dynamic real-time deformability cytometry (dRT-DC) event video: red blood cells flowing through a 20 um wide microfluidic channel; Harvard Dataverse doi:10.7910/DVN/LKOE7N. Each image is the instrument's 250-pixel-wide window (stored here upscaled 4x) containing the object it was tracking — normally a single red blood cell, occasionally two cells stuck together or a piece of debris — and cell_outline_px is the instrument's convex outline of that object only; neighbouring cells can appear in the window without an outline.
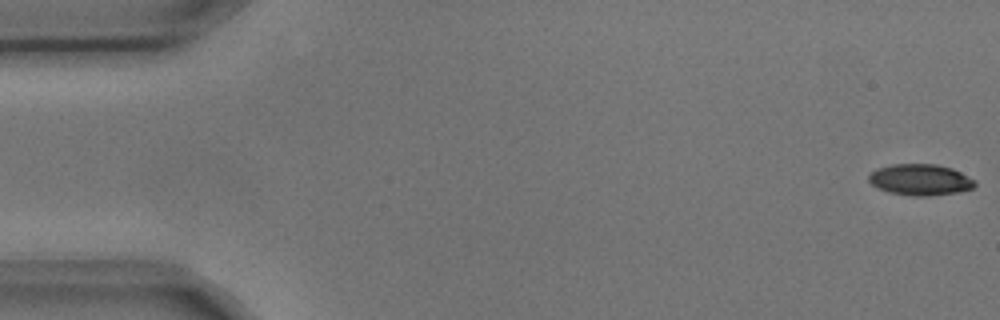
{"species": "common noctule bat (a hibernating species)", "species_latin": "Nyctalus noctula", "temperature_condition": "cold", "stored_images_in_passage": 4, "camera_frame_rate_fps": 3000, "um_per_image_px": 0.085, "animal": {"sex": "male", "body_mass_g": 17.9, "forearm_length_mm": 54.2}, "frame": {"image": 1, "passage_image": 1, "time_ms": 0.0, "image_size_px": [1000, 320], "cell_outline_px": [[976, 184], [972, 188], [956, 192], [928, 196], [916, 196], [888, 192], [876, 188], [868, 180], [868, 176], [876, 168], [892, 164], [936, 164], [952, 168], [976, 180]], "centroid_in_image_um": [78.2, 15.27], "position_along_channel_um": 6.8, "area_um2": 19.31}}
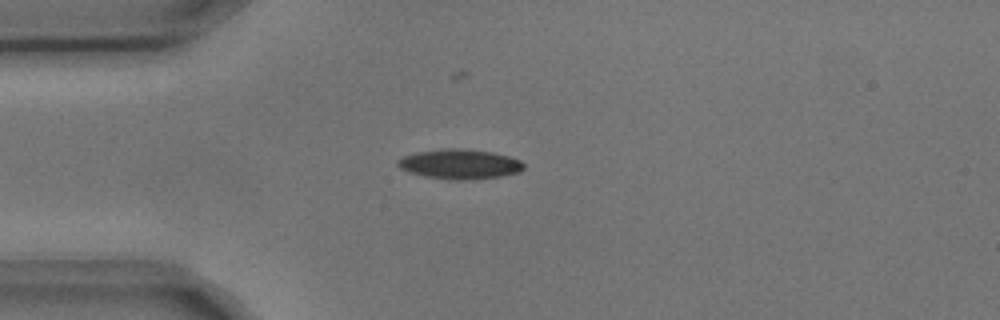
{"frame": {"image": 2, "passage_image": 4, "time_ms": 1.0, "image_size_px": [1000, 320], "cell_outline_px": [[524, 168], [520, 172], [500, 176], [464, 180], [448, 180], [424, 176], [408, 172], [400, 168], [396, 164], [396, 160], [404, 156], [416, 152], [440, 148], [464, 148], [492, 152], [508, 156], [520, 160], [524, 164]], "centroid_in_image_um": [39.04, 13.94], "position_along_channel_um": 46.0, "area_um2": 22.08}}